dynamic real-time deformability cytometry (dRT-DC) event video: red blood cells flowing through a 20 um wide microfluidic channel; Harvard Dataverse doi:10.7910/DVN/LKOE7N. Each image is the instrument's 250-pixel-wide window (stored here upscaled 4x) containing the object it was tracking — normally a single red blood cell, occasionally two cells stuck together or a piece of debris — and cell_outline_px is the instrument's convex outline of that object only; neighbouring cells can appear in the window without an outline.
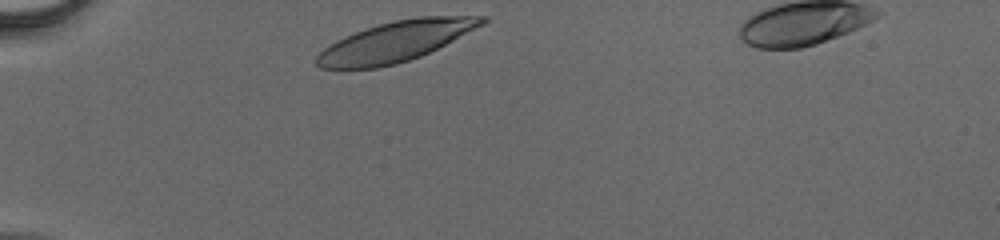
{"species": "human", "species_latin": "Homo sapiens", "temperature_condition": "cold", "stored_images_in_passage": 27, "camera_frame_rate_fps": 3000, "um_per_image_px": 0.085, "donor": {"sex": "male"}, "frame": {"image": 1, "passage_image": 1, "time_ms": 0.0, "image_size_px": [1000, 240], "cell_outline_px": [[488, 20], [484, 24], [420, 56], [396, 64], [376, 68], [320, 68], [316, 64], [316, 56], [324, 48], [336, 40], [356, 32], [380, 24], [396, 20], [420, 16], [488, 16]], "centroid_in_image_um": [33.62, 3.52], "position_along_channel_um": 51.4, "area_um2": 38.09}}
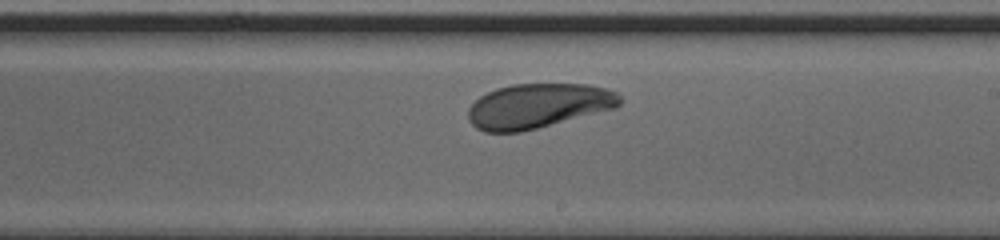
{"frame": {"image": 2, "passage_image": 16, "time_ms": 5.0, "image_size_px": [1000, 240], "cell_outline_px": [[624, 100], [616, 108], [520, 132], [484, 132], [476, 128], [468, 120], [468, 108], [480, 96], [496, 88], [512, 84], [588, 84], [604, 88], [616, 92]], "centroid_in_image_um": [45.74, 8.99], "position_along_channel_um": 243.3, "area_um2": 39.42}}
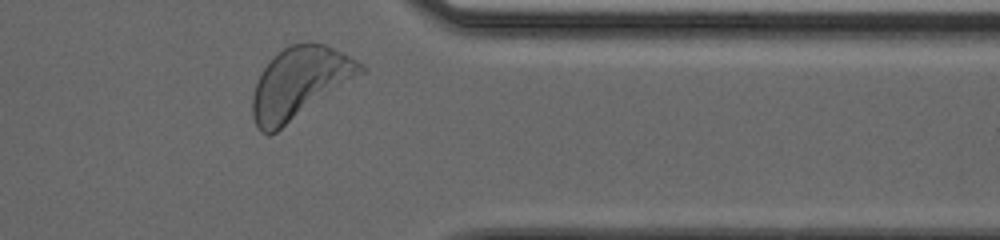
{"frame": {"image": 3, "passage_image": 26, "time_ms": 8.333, "image_size_px": [1000, 240], "cell_outline_px": [[364, 72], [276, 132], [268, 136], [260, 132], [252, 116], [252, 96], [256, 84], [264, 68], [284, 48], [292, 44], [312, 40], [324, 44], [364, 64]], "centroid_in_image_um": [25.45, 7.05], "position_along_channel_um": 385.9, "area_um2": 44.16}}